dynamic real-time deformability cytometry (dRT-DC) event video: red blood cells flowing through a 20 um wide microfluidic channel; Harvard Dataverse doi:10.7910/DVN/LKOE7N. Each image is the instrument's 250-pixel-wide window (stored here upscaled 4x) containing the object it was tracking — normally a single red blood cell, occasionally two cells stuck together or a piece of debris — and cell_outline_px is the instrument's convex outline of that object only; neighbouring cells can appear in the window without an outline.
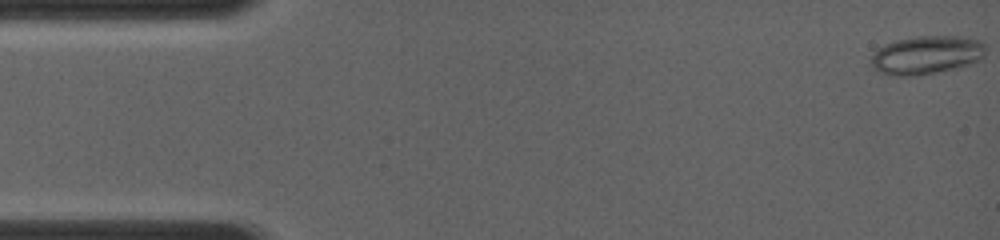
{"species": "common noctule bat (a hibernating species)", "species_latin": "Nyctalus noctula", "temperature_condition": "room temperature", "stored_images_in_passage": 13, "camera_frame_rate_fps": 4000, "um_per_image_px": 0.085, "animal": {"sex": "female", "body_mass_g": 19.0, "forearm_length_mm": 56.7}, "frame": {"image": 1, "passage_image": 1, "time_ms": 0.0, "image_size_px": [1000, 240], "cell_outline_px": [[984, 56], [980, 60], [960, 68], [916, 76], [888, 76], [872, 68], [872, 56], [884, 44], [896, 40], [920, 36], [956, 36], [976, 40], [984, 44]], "centroid_in_image_um": [78.74, 4.7], "position_along_channel_um": 6.3, "area_um2": 25.66}}
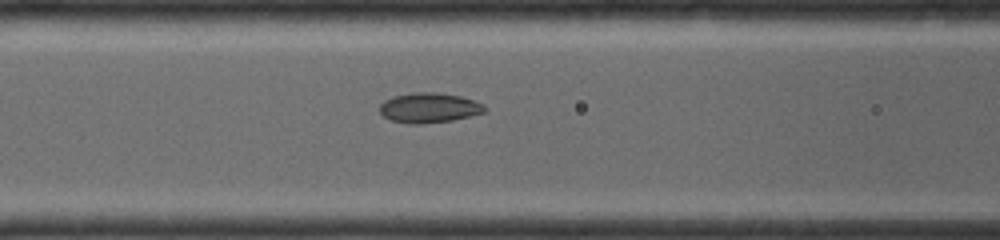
{"frame": {"image": 2, "passage_image": 11, "time_ms": 5.5, "image_size_px": [1000, 240], "cell_outline_px": [[488, 108], [484, 112], [452, 120], [420, 124], [408, 124], [392, 120], [384, 116], [380, 112], [380, 104], [384, 100], [392, 96], [412, 92], [436, 92], [460, 96], [484, 104]], "centroid_in_image_um": [36.45, 9.15], "position_along_channel_um": 130.1, "area_um2": 18.32}}
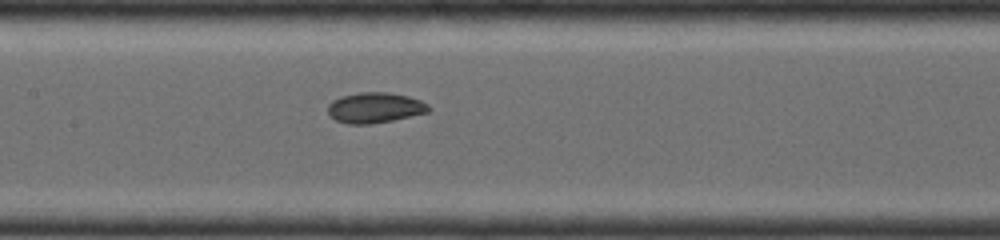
{"frame": {"image": 3, "passage_image": 13, "time_ms": 6.5, "image_size_px": [1000, 240], "cell_outline_px": [[432, 108], [428, 112], [392, 120], [372, 124], [348, 124], [336, 120], [328, 116], [328, 104], [332, 100], [340, 96], [356, 92], [388, 92], [408, 96], [420, 100], [428, 104]], "centroid_in_image_um": [31.84, 9.15], "position_along_channel_um": 175.6, "area_um2": 18.09}}